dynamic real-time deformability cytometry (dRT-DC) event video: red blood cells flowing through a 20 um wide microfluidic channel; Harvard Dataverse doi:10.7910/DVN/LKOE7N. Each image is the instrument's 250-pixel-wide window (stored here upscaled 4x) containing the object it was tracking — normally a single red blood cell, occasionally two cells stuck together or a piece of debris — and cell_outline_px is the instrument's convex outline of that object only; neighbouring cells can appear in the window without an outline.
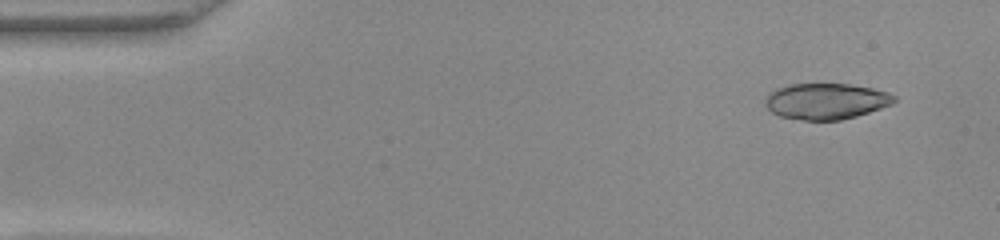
{"species": "common noctule bat (a hibernating species)", "species_latin": "Nyctalus noctula", "temperature_condition": "warm", "stored_images_in_passage": 46, "camera_frame_rate_fps": 3000, "um_per_image_px": 0.085, "animal": {"sex": "female", "body_mass_g": 22.0, "forearm_length_mm": 56.7}, "frame": {"image": 1, "passage_image": 1, "time_ms": 0.0, "image_size_px": [1000, 240], "cell_outline_px": [[896, 100], [892, 104], [856, 116], [840, 120], [804, 120], [780, 116], [772, 112], [764, 104], [764, 100], [776, 88], [788, 84], [848, 84], [872, 88], [888, 92], [896, 96]], "centroid_in_image_um": [70.21, 8.6], "position_along_channel_um": 14.8, "area_um2": 26.93}}
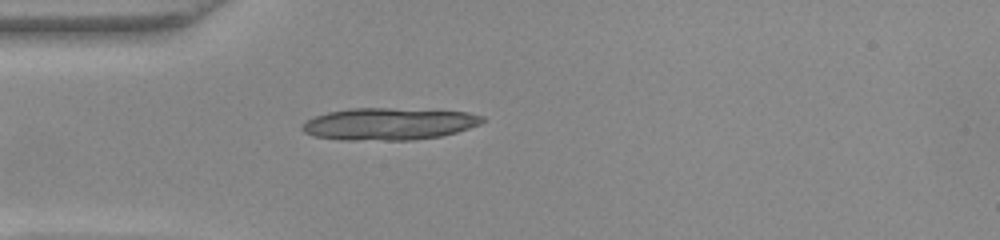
{"frame": {"image": 2, "passage_image": 11, "time_ms": 3.333, "image_size_px": [1000, 240], "cell_outline_px": [[488, 120], [480, 124], [456, 132], [440, 136], [412, 140], [340, 140], [312, 136], [304, 132], [300, 128], [300, 124], [316, 116], [328, 112], [352, 108], [392, 108], [468, 112], [484, 116]], "centroid_in_image_um": [33.05, 10.53], "position_along_channel_um": 52.0, "area_um2": 33.87}}